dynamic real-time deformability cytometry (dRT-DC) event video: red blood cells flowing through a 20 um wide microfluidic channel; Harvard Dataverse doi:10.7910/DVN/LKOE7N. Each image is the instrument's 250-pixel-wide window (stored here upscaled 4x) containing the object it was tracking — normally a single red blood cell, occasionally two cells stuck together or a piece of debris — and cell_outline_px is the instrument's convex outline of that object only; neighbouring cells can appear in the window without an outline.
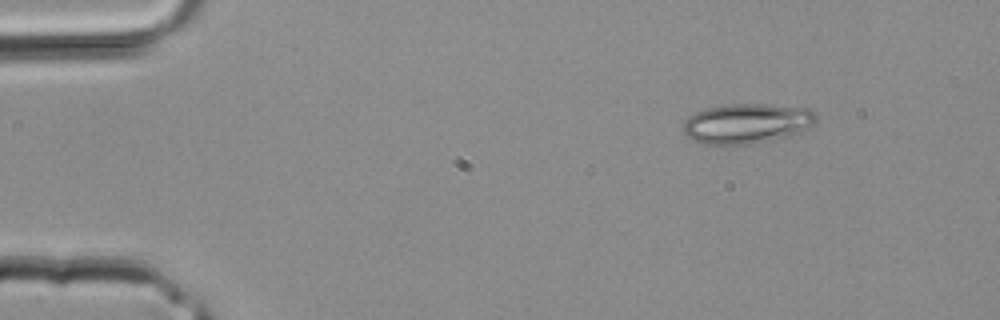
{"species": "common noctule bat (a hibernating species)", "species_latin": "Nyctalus noctula", "temperature_condition": "room temperature", "stored_images_in_passage": 2, "camera_frame_rate_fps": 3000, "um_per_image_px": 0.085, "animal": {"sex": "male", "body_mass_g": 20.4}, "frame": {"image": 1, "passage_image": 1, "time_ms": 0.0, "image_size_px": [1000, 320], "cell_outline_px": [[816, 124], [784, 140], [748, 144], [704, 144], [692, 140], [684, 132], [684, 124], [688, 116], [696, 112], [708, 108], [724, 104], [772, 104], [808, 108], [816, 112]], "centroid_in_image_um": [63.56, 10.5], "position_along_channel_um": 21.4, "area_um2": 31.56}}